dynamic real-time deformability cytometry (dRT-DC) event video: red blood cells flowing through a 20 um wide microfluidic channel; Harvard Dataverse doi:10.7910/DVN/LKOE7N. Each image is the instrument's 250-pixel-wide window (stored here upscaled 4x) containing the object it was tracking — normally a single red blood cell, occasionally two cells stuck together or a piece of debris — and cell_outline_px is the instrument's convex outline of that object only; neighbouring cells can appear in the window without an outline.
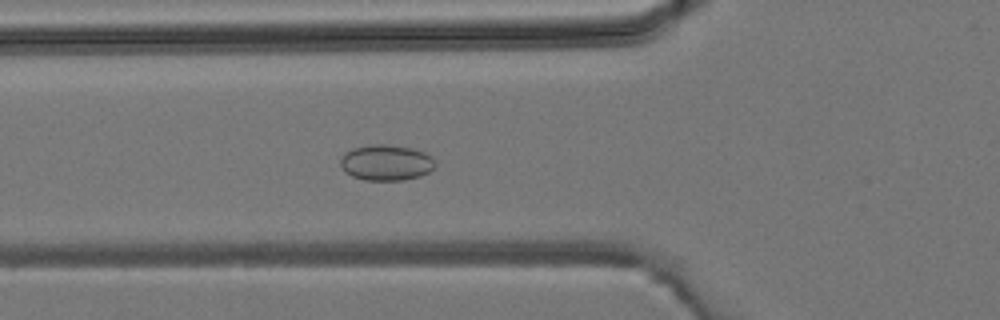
{"species": "common noctule bat (a hibernating species)", "species_latin": "Nyctalus noctula", "temperature_condition": "room temperature", "stored_images_in_passage": 33, "camera_frame_rate_fps": 3000, "um_per_image_px": 0.085, "animal": {"sex": "male", "body_mass_g": 19.2, "forearm_length_mm": 51.8}, "frame": {"image": 1, "passage_image": 4, "time_ms": 1.0, "image_size_px": [1000, 320], "cell_outline_px": [[436, 164], [428, 172], [420, 176], [404, 180], [364, 180], [352, 176], [344, 172], [340, 164], [340, 160], [344, 152], [352, 148], [372, 144], [384, 144], [412, 148], [424, 152], [432, 156]], "centroid_in_image_um": [32.8, 13.82], "position_along_channel_um": 93.0, "area_um2": 19.88}}
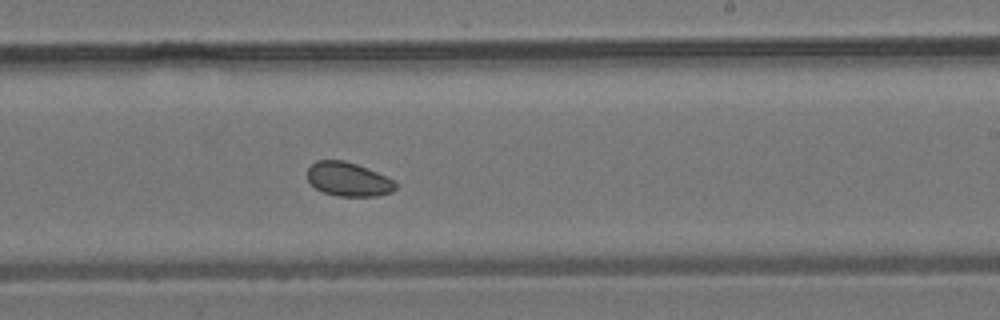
{"frame": {"image": 2, "passage_image": 15, "time_ms": 4.667, "image_size_px": [1000, 320], "cell_outline_px": [[396, 188], [392, 192], [376, 196], [336, 196], [324, 192], [316, 188], [308, 180], [308, 168], [316, 160], [344, 160], [368, 168], [392, 180], [396, 184]], "centroid_in_image_um": [29.59, 15.24], "position_along_channel_um": 259.4, "area_um2": 17.28}}
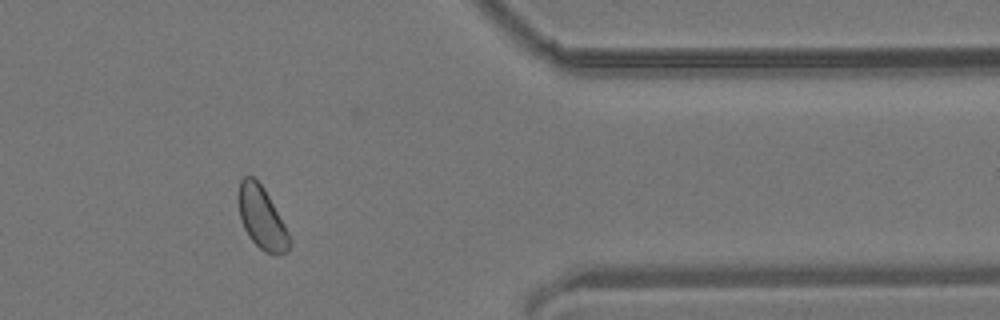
{"frame": {"image": 3, "passage_image": 25, "time_ms": 8.0, "image_size_px": [1000, 320], "cell_outline_px": [[292, 240], [288, 248], [284, 252], [264, 252], [248, 236], [240, 220], [240, 180], [244, 176], [252, 176], [264, 188], [288, 232]], "centroid_in_image_um": [22.25, 18.52], "position_along_channel_um": 389.2, "area_um2": 17.74}}